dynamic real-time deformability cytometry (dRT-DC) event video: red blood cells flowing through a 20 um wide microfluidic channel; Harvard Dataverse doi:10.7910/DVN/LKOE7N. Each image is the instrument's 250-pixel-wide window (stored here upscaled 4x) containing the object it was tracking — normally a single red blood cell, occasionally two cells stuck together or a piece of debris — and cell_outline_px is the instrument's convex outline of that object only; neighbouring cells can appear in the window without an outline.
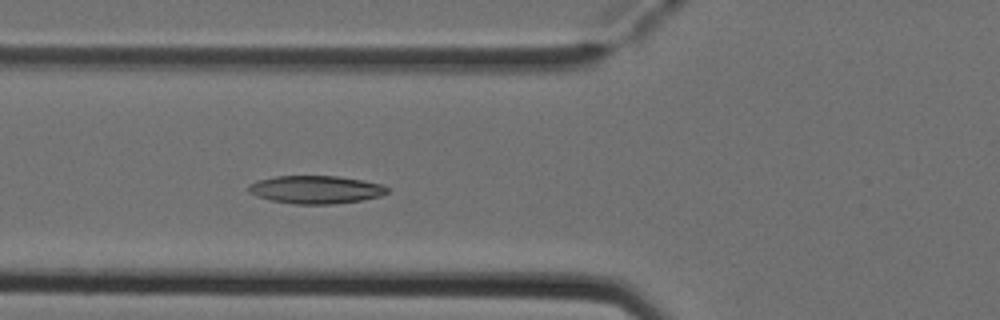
{"species": "Egyptian fruit bat (a non-hibernating species)", "species_latin": "Rousettus aegyptiacus", "temperature_condition": "cold", "stored_images_in_passage": 5, "camera_frame_rate_fps": 3000, "um_per_image_px": 0.085, "animal": {"sex": "female"}, "frame": {"image": 1, "passage_image": 5, "time_ms": 1.333, "image_size_px": [1000, 320], "cell_outline_px": [[388, 192], [380, 196], [360, 200], [332, 204], [292, 204], [272, 200], [256, 196], [248, 192], [248, 184], [260, 180], [276, 176], [336, 176], [360, 180], [380, 184], [388, 188]], "centroid_in_image_um": [26.8, 16.12], "position_along_channel_um": 99.0, "area_um2": 22.37}}